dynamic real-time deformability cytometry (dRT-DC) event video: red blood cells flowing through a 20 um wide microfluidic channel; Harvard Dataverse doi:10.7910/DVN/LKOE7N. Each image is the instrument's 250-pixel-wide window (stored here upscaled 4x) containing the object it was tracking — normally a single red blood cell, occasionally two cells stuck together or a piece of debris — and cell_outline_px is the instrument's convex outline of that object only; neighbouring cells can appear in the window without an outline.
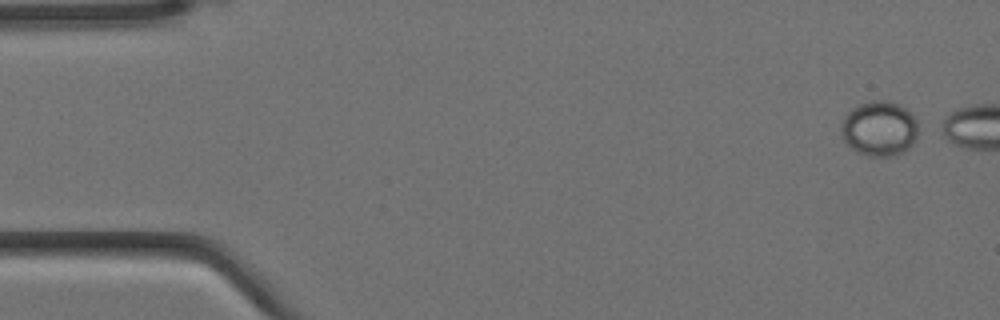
{"species": "Egyptian fruit bat (a non-hibernating species)", "species_latin": "Rousettus aegyptiacus", "temperature_condition": "cold", "stored_images_in_passage": 6, "camera_frame_rate_fps": 3000, "um_per_image_px": 0.085, "animal": {"sex": "female"}, "frame": {"image": 1, "passage_image": 1, "time_ms": 0.0, "image_size_px": [1000, 320], "cell_outline_px": [[916, 136], [912, 144], [904, 152], [896, 156], [868, 156], [856, 152], [844, 140], [840, 128], [844, 116], [852, 108], [860, 104], [872, 100], [888, 100], [900, 104], [916, 120]], "centroid_in_image_um": [74.72, 10.93], "position_along_channel_um": 10.3, "area_um2": 24.62}}